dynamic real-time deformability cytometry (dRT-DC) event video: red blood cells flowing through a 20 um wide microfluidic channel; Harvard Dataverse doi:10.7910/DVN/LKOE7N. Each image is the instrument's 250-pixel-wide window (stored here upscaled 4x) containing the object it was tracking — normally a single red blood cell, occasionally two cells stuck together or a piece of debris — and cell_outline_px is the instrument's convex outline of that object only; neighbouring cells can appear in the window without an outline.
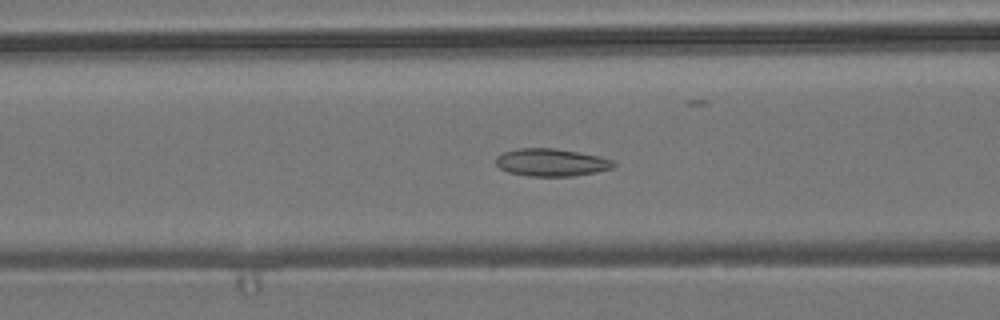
{"species": "common noctule bat (a hibernating species)", "species_latin": "Nyctalus noctula", "temperature_condition": "room temperature", "stored_images_in_passage": 55, "camera_frame_rate_fps": 3000, "um_per_image_px": 0.085, "animal": {"sex": "male", "body_mass_g": 19.2, "forearm_length_mm": 51.8}, "frame": {"image": 1, "passage_image": 21, "time_ms": 6.667, "image_size_px": [1000, 320], "cell_outline_px": [[616, 164], [612, 168], [596, 172], [572, 176], [528, 176], [508, 172], [500, 168], [496, 164], [496, 156], [504, 152], [516, 148], [556, 148], [600, 156], [612, 160]], "centroid_in_image_um": [46.85, 13.8], "position_along_channel_um": 119.8, "area_um2": 18.96}}
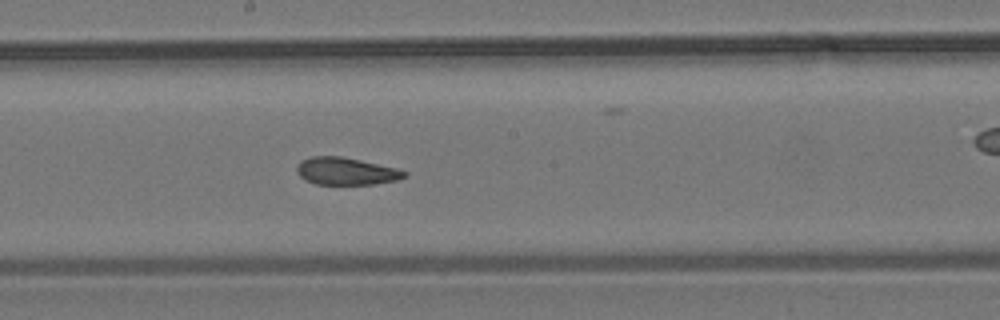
{"frame": {"image": 2, "passage_image": 29, "time_ms": 9.333, "image_size_px": [1000, 320], "cell_outline_px": [[408, 176], [396, 180], [376, 184], [316, 184], [304, 180], [296, 172], [296, 164], [300, 160], [312, 156], [340, 156], [360, 160], [396, 168], [408, 172]], "centroid_in_image_um": [29.38, 14.55], "position_along_channel_um": 218.8, "area_um2": 17.28}}
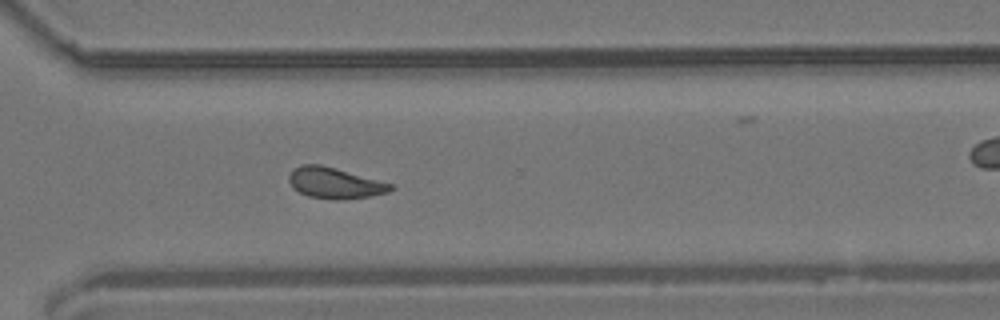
{"frame": {"image": 3, "passage_image": 39, "time_ms": 12.667, "image_size_px": [1000, 320], "cell_outline_px": [[396, 188], [388, 192], [372, 196], [344, 200], [332, 200], [308, 196], [292, 188], [288, 180], [288, 176], [292, 168], [300, 164], [320, 164], [392, 184]], "centroid_in_image_um": [28.42, 15.57], "position_along_channel_um": 342.2, "area_um2": 18.5}, "authors_computed_cell_mechanics": {"area_um2": 18.3804, "velocity_mm_per_s": 3.7159, "shape_relaxation_time_tau1_ms": null, "shape_relaxation_time_tau2_ms": 1.7653, "deformation_change_tau1": null, "deformation_change_tau2": 0.0793}}